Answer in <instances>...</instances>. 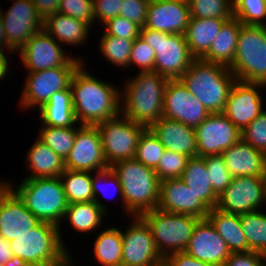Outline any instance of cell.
<instances>
[{
    "label": "cell",
    "mask_w": 266,
    "mask_h": 266,
    "mask_svg": "<svg viewBox=\"0 0 266 266\" xmlns=\"http://www.w3.org/2000/svg\"><path fill=\"white\" fill-rule=\"evenodd\" d=\"M82 66L77 68L70 84L74 112L80 125L96 126L120 115L119 90L114 85L97 80Z\"/></svg>",
    "instance_id": "cell-1"
},
{
    "label": "cell",
    "mask_w": 266,
    "mask_h": 266,
    "mask_svg": "<svg viewBox=\"0 0 266 266\" xmlns=\"http://www.w3.org/2000/svg\"><path fill=\"white\" fill-rule=\"evenodd\" d=\"M108 179H114L129 214L141 216L158 207L160 180L153 168L134 158L121 160L109 167Z\"/></svg>",
    "instance_id": "cell-2"
},
{
    "label": "cell",
    "mask_w": 266,
    "mask_h": 266,
    "mask_svg": "<svg viewBox=\"0 0 266 266\" xmlns=\"http://www.w3.org/2000/svg\"><path fill=\"white\" fill-rule=\"evenodd\" d=\"M168 78L156 71H140L125 85L121 115L149 128L163 117L164 90ZM124 100V101H123ZM123 109V110H122Z\"/></svg>",
    "instance_id": "cell-3"
},
{
    "label": "cell",
    "mask_w": 266,
    "mask_h": 266,
    "mask_svg": "<svg viewBox=\"0 0 266 266\" xmlns=\"http://www.w3.org/2000/svg\"><path fill=\"white\" fill-rule=\"evenodd\" d=\"M179 79L210 113H223L237 81L229 67L201 59H195Z\"/></svg>",
    "instance_id": "cell-4"
},
{
    "label": "cell",
    "mask_w": 266,
    "mask_h": 266,
    "mask_svg": "<svg viewBox=\"0 0 266 266\" xmlns=\"http://www.w3.org/2000/svg\"><path fill=\"white\" fill-rule=\"evenodd\" d=\"M62 241L57 225L40 221L10 246L13 257L27 266H54L69 255Z\"/></svg>",
    "instance_id": "cell-5"
},
{
    "label": "cell",
    "mask_w": 266,
    "mask_h": 266,
    "mask_svg": "<svg viewBox=\"0 0 266 266\" xmlns=\"http://www.w3.org/2000/svg\"><path fill=\"white\" fill-rule=\"evenodd\" d=\"M14 192L40 221L59 227L68 206L60 177L24 179Z\"/></svg>",
    "instance_id": "cell-6"
},
{
    "label": "cell",
    "mask_w": 266,
    "mask_h": 266,
    "mask_svg": "<svg viewBox=\"0 0 266 266\" xmlns=\"http://www.w3.org/2000/svg\"><path fill=\"white\" fill-rule=\"evenodd\" d=\"M238 81L266 85V26L243 24L229 66Z\"/></svg>",
    "instance_id": "cell-7"
},
{
    "label": "cell",
    "mask_w": 266,
    "mask_h": 266,
    "mask_svg": "<svg viewBox=\"0 0 266 266\" xmlns=\"http://www.w3.org/2000/svg\"><path fill=\"white\" fill-rule=\"evenodd\" d=\"M141 217L150 226L156 248L163 259L187 248L193 229L200 220L192 215L166 212L159 208L144 212Z\"/></svg>",
    "instance_id": "cell-8"
},
{
    "label": "cell",
    "mask_w": 266,
    "mask_h": 266,
    "mask_svg": "<svg viewBox=\"0 0 266 266\" xmlns=\"http://www.w3.org/2000/svg\"><path fill=\"white\" fill-rule=\"evenodd\" d=\"M140 37L155 51L154 71L168 79H179L195 60L183 34L142 27Z\"/></svg>",
    "instance_id": "cell-9"
},
{
    "label": "cell",
    "mask_w": 266,
    "mask_h": 266,
    "mask_svg": "<svg viewBox=\"0 0 266 266\" xmlns=\"http://www.w3.org/2000/svg\"><path fill=\"white\" fill-rule=\"evenodd\" d=\"M123 118V119H122ZM99 130L102 149L108 166L133 159L140 135L146 129L144 125L119 115L96 125Z\"/></svg>",
    "instance_id": "cell-10"
},
{
    "label": "cell",
    "mask_w": 266,
    "mask_h": 266,
    "mask_svg": "<svg viewBox=\"0 0 266 266\" xmlns=\"http://www.w3.org/2000/svg\"><path fill=\"white\" fill-rule=\"evenodd\" d=\"M45 30L35 33L19 50L22 63L29 72H36L56 67H79L82 60L67 57Z\"/></svg>",
    "instance_id": "cell-11"
},
{
    "label": "cell",
    "mask_w": 266,
    "mask_h": 266,
    "mask_svg": "<svg viewBox=\"0 0 266 266\" xmlns=\"http://www.w3.org/2000/svg\"><path fill=\"white\" fill-rule=\"evenodd\" d=\"M266 202L263 176H236L218 197L216 208L232 214L258 210Z\"/></svg>",
    "instance_id": "cell-12"
},
{
    "label": "cell",
    "mask_w": 266,
    "mask_h": 266,
    "mask_svg": "<svg viewBox=\"0 0 266 266\" xmlns=\"http://www.w3.org/2000/svg\"><path fill=\"white\" fill-rule=\"evenodd\" d=\"M134 223L122 233L121 266H162L160 256L150 229L141 216H135Z\"/></svg>",
    "instance_id": "cell-13"
},
{
    "label": "cell",
    "mask_w": 266,
    "mask_h": 266,
    "mask_svg": "<svg viewBox=\"0 0 266 266\" xmlns=\"http://www.w3.org/2000/svg\"><path fill=\"white\" fill-rule=\"evenodd\" d=\"M211 113L193 96L180 79H169L163 100V117L196 128Z\"/></svg>",
    "instance_id": "cell-14"
},
{
    "label": "cell",
    "mask_w": 266,
    "mask_h": 266,
    "mask_svg": "<svg viewBox=\"0 0 266 266\" xmlns=\"http://www.w3.org/2000/svg\"><path fill=\"white\" fill-rule=\"evenodd\" d=\"M78 67H56L30 72L24 86L20 105L41 108L57 91L70 87L72 77Z\"/></svg>",
    "instance_id": "cell-15"
},
{
    "label": "cell",
    "mask_w": 266,
    "mask_h": 266,
    "mask_svg": "<svg viewBox=\"0 0 266 266\" xmlns=\"http://www.w3.org/2000/svg\"><path fill=\"white\" fill-rule=\"evenodd\" d=\"M195 132L199 157L222 154L241 139V131L224 113H211Z\"/></svg>",
    "instance_id": "cell-16"
},
{
    "label": "cell",
    "mask_w": 266,
    "mask_h": 266,
    "mask_svg": "<svg viewBox=\"0 0 266 266\" xmlns=\"http://www.w3.org/2000/svg\"><path fill=\"white\" fill-rule=\"evenodd\" d=\"M1 11L6 34L7 50H20L26 42L43 29V21L38 16L32 0H14L8 13Z\"/></svg>",
    "instance_id": "cell-17"
},
{
    "label": "cell",
    "mask_w": 266,
    "mask_h": 266,
    "mask_svg": "<svg viewBox=\"0 0 266 266\" xmlns=\"http://www.w3.org/2000/svg\"><path fill=\"white\" fill-rule=\"evenodd\" d=\"M64 167L68 170L98 172L109 168L102 149V141L96 126L81 125Z\"/></svg>",
    "instance_id": "cell-18"
},
{
    "label": "cell",
    "mask_w": 266,
    "mask_h": 266,
    "mask_svg": "<svg viewBox=\"0 0 266 266\" xmlns=\"http://www.w3.org/2000/svg\"><path fill=\"white\" fill-rule=\"evenodd\" d=\"M39 222L14 192L13 186L6 182L0 189V235L12 241Z\"/></svg>",
    "instance_id": "cell-19"
},
{
    "label": "cell",
    "mask_w": 266,
    "mask_h": 266,
    "mask_svg": "<svg viewBox=\"0 0 266 266\" xmlns=\"http://www.w3.org/2000/svg\"><path fill=\"white\" fill-rule=\"evenodd\" d=\"M160 210L188 214L206 219L211 208L180 179L160 181L158 207Z\"/></svg>",
    "instance_id": "cell-20"
},
{
    "label": "cell",
    "mask_w": 266,
    "mask_h": 266,
    "mask_svg": "<svg viewBox=\"0 0 266 266\" xmlns=\"http://www.w3.org/2000/svg\"><path fill=\"white\" fill-rule=\"evenodd\" d=\"M264 86L266 85L261 83L238 80L232 86L223 113L240 131L263 111L262 98L257 92V87Z\"/></svg>",
    "instance_id": "cell-21"
},
{
    "label": "cell",
    "mask_w": 266,
    "mask_h": 266,
    "mask_svg": "<svg viewBox=\"0 0 266 266\" xmlns=\"http://www.w3.org/2000/svg\"><path fill=\"white\" fill-rule=\"evenodd\" d=\"M184 251L213 266H223L231 253L225 241L207 218L197 222Z\"/></svg>",
    "instance_id": "cell-22"
},
{
    "label": "cell",
    "mask_w": 266,
    "mask_h": 266,
    "mask_svg": "<svg viewBox=\"0 0 266 266\" xmlns=\"http://www.w3.org/2000/svg\"><path fill=\"white\" fill-rule=\"evenodd\" d=\"M190 18L188 2L150 0L144 27L169 34L184 35Z\"/></svg>",
    "instance_id": "cell-23"
},
{
    "label": "cell",
    "mask_w": 266,
    "mask_h": 266,
    "mask_svg": "<svg viewBox=\"0 0 266 266\" xmlns=\"http://www.w3.org/2000/svg\"><path fill=\"white\" fill-rule=\"evenodd\" d=\"M149 129L162 143L165 149L175 153L197 157V140L194 128L161 117Z\"/></svg>",
    "instance_id": "cell-24"
},
{
    "label": "cell",
    "mask_w": 266,
    "mask_h": 266,
    "mask_svg": "<svg viewBox=\"0 0 266 266\" xmlns=\"http://www.w3.org/2000/svg\"><path fill=\"white\" fill-rule=\"evenodd\" d=\"M225 165L233 177L263 176L266 154L240 139L222 153Z\"/></svg>",
    "instance_id": "cell-25"
},
{
    "label": "cell",
    "mask_w": 266,
    "mask_h": 266,
    "mask_svg": "<svg viewBox=\"0 0 266 266\" xmlns=\"http://www.w3.org/2000/svg\"><path fill=\"white\" fill-rule=\"evenodd\" d=\"M227 20L229 19L190 18L184 35L189 51L195 59H201L208 52L213 40Z\"/></svg>",
    "instance_id": "cell-26"
},
{
    "label": "cell",
    "mask_w": 266,
    "mask_h": 266,
    "mask_svg": "<svg viewBox=\"0 0 266 266\" xmlns=\"http://www.w3.org/2000/svg\"><path fill=\"white\" fill-rule=\"evenodd\" d=\"M241 26L242 22L238 18L232 17L227 20L201 60L229 67L234 61Z\"/></svg>",
    "instance_id": "cell-27"
},
{
    "label": "cell",
    "mask_w": 266,
    "mask_h": 266,
    "mask_svg": "<svg viewBox=\"0 0 266 266\" xmlns=\"http://www.w3.org/2000/svg\"><path fill=\"white\" fill-rule=\"evenodd\" d=\"M207 219L225 241L231 253L248 252V243L239 214L227 213L214 207L208 213Z\"/></svg>",
    "instance_id": "cell-28"
},
{
    "label": "cell",
    "mask_w": 266,
    "mask_h": 266,
    "mask_svg": "<svg viewBox=\"0 0 266 266\" xmlns=\"http://www.w3.org/2000/svg\"><path fill=\"white\" fill-rule=\"evenodd\" d=\"M39 110L43 125L74 127V124L78 122L74 112L70 87L55 92Z\"/></svg>",
    "instance_id": "cell-29"
},
{
    "label": "cell",
    "mask_w": 266,
    "mask_h": 266,
    "mask_svg": "<svg viewBox=\"0 0 266 266\" xmlns=\"http://www.w3.org/2000/svg\"><path fill=\"white\" fill-rule=\"evenodd\" d=\"M180 179L211 209L216 207L219 196L212 188L205 157H191Z\"/></svg>",
    "instance_id": "cell-30"
},
{
    "label": "cell",
    "mask_w": 266,
    "mask_h": 266,
    "mask_svg": "<svg viewBox=\"0 0 266 266\" xmlns=\"http://www.w3.org/2000/svg\"><path fill=\"white\" fill-rule=\"evenodd\" d=\"M90 25L84 21L77 20L68 15L55 13L49 16L43 22V30H45L53 38H57L61 43L78 45L89 35Z\"/></svg>",
    "instance_id": "cell-31"
},
{
    "label": "cell",
    "mask_w": 266,
    "mask_h": 266,
    "mask_svg": "<svg viewBox=\"0 0 266 266\" xmlns=\"http://www.w3.org/2000/svg\"><path fill=\"white\" fill-rule=\"evenodd\" d=\"M27 154L32 175L26 179L60 177L65 170L64 161L38 138Z\"/></svg>",
    "instance_id": "cell-32"
},
{
    "label": "cell",
    "mask_w": 266,
    "mask_h": 266,
    "mask_svg": "<svg viewBox=\"0 0 266 266\" xmlns=\"http://www.w3.org/2000/svg\"><path fill=\"white\" fill-rule=\"evenodd\" d=\"M89 171L65 169L60 175L68 204L94 201Z\"/></svg>",
    "instance_id": "cell-33"
},
{
    "label": "cell",
    "mask_w": 266,
    "mask_h": 266,
    "mask_svg": "<svg viewBox=\"0 0 266 266\" xmlns=\"http://www.w3.org/2000/svg\"><path fill=\"white\" fill-rule=\"evenodd\" d=\"M94 253L102 266H121L122 231L113 227L100 232L94 243Z\"/></svg>",
    "instance_id": "cell-34"
},
{
    "label": "cell",
    "mask_w": 266,
    "mask_h": 266,
    "mask_svg": "<svg viewBox=\"0 0 266 266\" xmlns=\"http://www.w3.org/2000/svg\"><path fill=\"white\" fill-rule=\"evenodd\" d=\"M107 213L95 201L68 204L65 216L79 232L94 231Z\"/></svg>",
    "instance_id": "cell-35"
},
{
    "label": "cell",
    "mask_w": 266,
    "mask_h": 266,
    "mask_svg": "<svg viewBox=\"0 0 266 266\" xmlns=\"http://www.w3.org/2000/svg\"><path fill=\"white\" fill-rule=\"evenodd\" d=\"M242 230L248 243V251L266 252V214L255 210L240 214Z\"/></svg>",
    "instance_id": "cell-36"
},
{
    "label": "cell",
    "mask_w": 266,
    "mask_h": 266,
    "mask_svg": "<svg viewBox=\"0 0 266 266\" xmlns=\"http://www.w3.org/2000/svg\"><path fill=\"white\" fill-rule=\"evenodd\" d=\"M38 137L49 146L63 161L67 158L74 145L77 130L76 127H51L43 125ZM76 128V129H75Z\"/></svg>",
    "instance_id": "cell-37"
},
{
    "label": "cell",
    "mask_w": 266,
    "mask_h": 266,
    "mask_svg": "<svg viewBox=\"0 0 266 266\" xmlns=\"http://www.w3.org/2000/svg\"><path fill=\"white\" fill-rule=\"evenodd\" d=\"M165 150V147L152 131L146 128L139 137L134 159L147 167L155 169Z\"/></svg>",
    "instance_id": "cell-38"
},
{
    "label": "cell",
    "mask_w": 266,
    "mask_h": 266,
    "mask_svg": "<svg viewBox=\"0 0 266 266\" xmlns=\"http://www.w3.org/2000/svg\"><path fill=\"white\" fill-rule=\"evenodd\" d=\"M100 49L103 56L116 64V66L128 67L134 40H126L113 35L103 34L100 40Z\"/></svg>",
    "instance_id": "cell-39"
},
{
    "label": "cell",
    "mask_w": 266,
    "mask_h": 266,
    "mask_svg": "<svg viewBox=\"0 0 266 266\" xmlns=\"http://www.w3.org/2000/svg\"><path fill=\"white\" fill-rule=\"evenodd\" d=\"M191 17L225 18L233 17V0H188Z\"/></svg>",
    "instance_id": "cell-40"
},
{
    "label": "cell",
    "mask_w": 266,
    "mask_h": 266,
    "mask_svg": "<svg viewBox=\"0 0 266 266\" xmlns=\"http://www.w3.org/2000/svg\"><path fill=\"white\" fill-rule=\"evenodd\" d=\"M233 17L243 24L266 26V0H233Z\"/></svg>",
    "instance_id": "cell-41"
},
{
    "label": "cell",
    "mask_w": 266,
    "mask_h": 266,
    "mask_svg": "<svg viewBox=\"0 0 266 266\" xmlns=\"http://www.w3.org/2000/svg\"><path fill=\"white\" fill-rule=\"evenodd\" d=\"M205 165L212 183V188L220 196L232 182L233 176L228 171L222 154L206 156Z\"/></svg>",
    "instance_id": "cell-42"
},
{
    "label": "cell",
    "mask_w": 266,
    "mask_h": 266,
    "mask_svg": "<svg viewBox=\"0 0 266 266\" xmlns=\"http://www.w3.org/2000/svg\"><path fill=\"white\" fill-rule=\"evenodd\" d=\"M189 156L165 150L158 166L154 169L158 179H175L181 178L183 171L187 165Z\"/></svg>",
    "instance_id": "cell-43"
},
{
    "label": "cell",
    "mask_w": 266,
    "mask_h": 266,
    "mask_svg": "<svg viewBox=\"0 0 266 266\" xmlns=\"http://www.w3.org/2000/svg\"><path fill=\"white\" fill-rule=\"evenodd\" d=\"M241 139L266 154V111H262L241 131Z\"/></svg>",
    "instance_id": "cell-44"
},
{
    "label": "cell",
    "mask_w": 266,
    "mask_h": 266,
    "mask_svg": "<svg viewBox=\"0 0 266 266\" xmlns=\"http://www.w3.org/2000/svg\"><path fill=\"white\" fill-rule=\"evenodd\" d=\"M93 0H60L58 13L84 21L91 26L94 17Z\"/></svg>",
    "instance_id": "cell-45"
},
{
    "label": "cell",
    "mask_w": 266,
    "mask_h": 266,
    "mask_svg": "<svg viewBox=\"0 0 266 266\" xmlns=\"http://www.w3.org/2000/svg\"><path fill=\"white\" fill-rule=\"evenodd\" d=\"M155 51L140 36L134 40L129 66L136 64L140 71H154Z\"/></svg>",
    "instance_id": "cell-46"
},
{
    "label": "cell",
    "mask_w": 266,
    "mask_h": 266,
    "mask_svg": "<svg viewBox=\"0 0 266 266\" xmlns=\"http://www.w3.org/2000/svg\"><path fill=\"white\" fill-rule=\"evenodd\" d=\"M104 26H106L104 34L113 35L126 40H135L140 36L141 27L119 15L105 22Z\"/></svg>",
    "instance_id": "cell-47"
},
{
    "label": "cell",
    "mask_w": 266,
    "mask_h": 266,
    "mask_svg": "<svg viewBox=\"0 0 266 266\" xmlns=\"http://www.w3.org/2000/svg\"><path fill=\"white\" fill-rule=\"evenodd\" d=\"M150 0H123L119 16H122L141 28L145 26Z\"/></svg>",
    "instance_id": "cell-48"
},
{
    "label": "cell",
    "mask_w": 266,
    "mask_h": 266,
    "mask_svg": "<svg viewBox=\"0 0 266 266\" xmlns=\"http://www.w3.org/2000/svg\"><path fill=\"white\" fill-rule=\"evenodd\" d=\"M94 17L103 24L119 15L123 0H93Z\"/></svg>",
    "instance_id": "cell-49"
},
{
    "label": "cell",
    "mask_w": 266,
    "mask_h": 266,
    "mask_svg": "<svg viewBox=\"0 0 266 266\" xmlns=\"http://www.w3.org/2000/svg\"><path fill=\"white\" fill-rule=\"evenodd\" d=\"M223 266H265V260L259 252H237L230 253Z\"/></svg>",
    "instance_id": "cell-50"
},
{
    "label": "cell",
    "mask_w": 266,
    "mask_h": 266,
    "mask_svg": "<svg viewBox=\"0 0 266 266\" xmlns=\"http://www.w3.org/2000/svg\"><path fill=\"white\" fill-rule=\"evenodd\" d=\"M162 266H213L193 256L187 254L185 251L177 252L166 256L163 259Z\"/></svg>",
    "instance_id": "cell-51"
},
{
    "label": "cell",
    "mask_w": 266,
    "mask_h": 266,
    "mask_svg": "<svg viewBox=\"0 0 266 266\" xmlns=\"http://www.w3.org/2000/svg\"><path fill=\"white\" fill-rule=\"evenodd\" d=\"M32 2L43 22L49 16L58 13L60 0H32Z\"/></svg>",
    "instance_id": "cell-52"
},
{
    "label": "cell",
    "mask_w": 266,
    "mask_h": 266,
    "mask_svg": "<svg viewBox=\"0 0 266 266\" xmlns=\"http://www.w3.org/2000/svg\"><path fill=\"white\" fill-rule=\"evenodd\" d=\"M97 174L98 175H96V177L94 178L93 177V180H92V190H93V196H94V201H95V203L98 205V206H100L105 212H107L106 211V207L104 206V205H102L101 203H100V201H98V199H97V193L99 192V191H101L102 193H103V191H104V189L102 188H100L99 187V182H100V179L101 180H103L102 178H109V168H107V169H105V170H102V171H98L97 172ZM111 184V183H110ZM106 194V193H105Z\"/></svg>",
    "instance_id": "cell-53"
},
{
    "label": "cell",
    "mask_w": 266,
    "mask_h": 266,
    "mask_svg": "<svg viewBox=\"0 0 266 266\" xmlns=\"http://www.w3.org/2000/svg\"><path fill=\"white\" fill-rule=\"evenodd\" d=\"M13 258L10 241L5 240L0 235V265H4L7 260Z\"/></svg>",
    "instance_id": "cell-54"
},
{
    "label": "cell",
    "mask_w": 266,
    "mask_h": 266,
    "mask_svg": "<svg viewBox=\"0 0 266 266\" xmlns=\"http://www.w3.org/2000/svg\"><path fill=\"white\" fill-rule=\"evenodd\" d=\"M8 67L9 66H8L6 56L4 55L3 50L0 49V79L1 80L7 75Z\"/></svg>",
    "instance_id": "cell-55"
},
{
    "label": "cell",
    "mask_w": 266,
    "mask_h": 266,
    "mask_svg": "<svg viewBox=\"0 0 266 266\" xmlns=\"http://www.w3.org/2000/svg\"><path fill=\"white\" fill-rule=\"evenodd\" d=\"M6 43V45H5ZM5 45L7 48V40H6V34L3 27L2 17H1V9H0V49L3 50V46Z\"/></svg>",
    "instance_id": "cell-56"
},
{
    "label": "cell",
    "mask_w": 266,
    "mask_h": 266,
    "mask_svg": "<svg viewBox=\"0 0 266 266\" xmlns=\"http://www.w3.org/2000/svg\"><path fill=\"white\" fill-rule=\"evenodd\" d=\"M1 266H27V265H25L24 263L13 257L12 259L7 260L6 263Z\"/></svg>",
    "instance_id": "cell-57"
},
{
    "label": "cell",
    "mask_w": 266,
    "mask_h": 266,
    "mask_svg": "<svg viewBox=\"0 0 266 266\" xmlns=\"http://www.w3.org/2000/svg\"><path fill=\"white\" fill-rule=\"evenodd\" d=\"M69 258L70 256L67 255L62 261L55 264L54 266H70L71 265L70 263L72 260H70Z\"/></svg>",
    "instance_id": "cell-58"
},
{
    "label": "cell",
    "mask_w": 266,
    "mask_h": 266,
    "mask_svg": "<svg viewBox=\"0 0 266 266\" xmlns=\"http://www.w3.org/2000/svg\"><path fill=\"white\" fill-rule=\"evenodd\" d=\"M263 177H264V182H265V191H266V169H265V172H264V175H263Z\"/></svg>",
    "instance_id": "cell-59"
},
{
    "label": "cell",
    "mask_w": 266,
    "mask_h": 266,
    "mask_svg": "<svg viewBox=\"0 0 266 266\" xmlns=\"http://www.w3.org/2000/svg\"><path fill=\"white\" fill-rule=\"evenodd\" d=\"M5 185V183L0 182V189Z\"/></svg>",
    "instance_id": "cell-60"
},
{
    "label": "cell",
    "mask_w": 266,
    "mask_h": 266,
    "mask_svg": "<svg viewBox=\"0 0 266 266\" xmlns=\"http://www.w3.org/2000/svg\"><path fill=\"white\" fill-rule=\"evenodd\" d=\"M264 256V260L266 261V252L263 254ZM265 266H266V262H265Z\"/></svg>",
    "instance_id": "cell-61"
},
{
    "label": "cell",
    "mask_w": 266,
    "mask_h": 266,
    "mask_svg": "<svg viewBox=\"0 0 266 266\" xmlns=\"http://www.w3.org/2000/svg\"><path fill=\"white\" fill-rule=\"evenodd\" d=\"M168 1H173V0H168ZM179 1L187 2L188 0H179Z\"/></svg>",
    "instance_id": "cell-62"
}]
</instances>
